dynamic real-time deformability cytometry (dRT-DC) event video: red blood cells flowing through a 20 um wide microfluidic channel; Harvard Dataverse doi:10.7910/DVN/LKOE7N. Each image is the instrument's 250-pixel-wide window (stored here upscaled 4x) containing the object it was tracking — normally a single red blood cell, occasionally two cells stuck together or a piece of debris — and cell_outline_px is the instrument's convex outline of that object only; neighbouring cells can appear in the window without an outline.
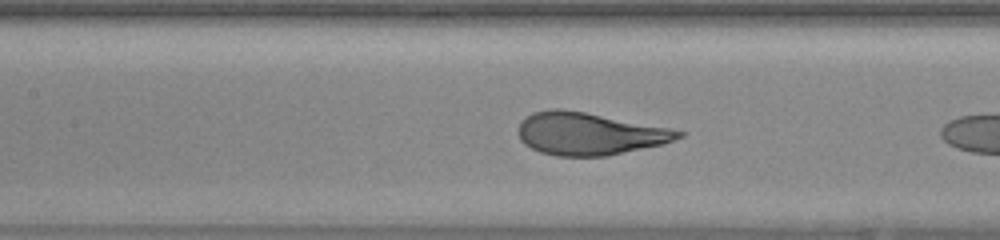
{"species": "human", "species_latin": "Homo sapiens", "temperature_condition": "warm", "stored_images_in_passage": 8, "camera_frame_rate_fps": 3000, "um_per_image_px": 0.085, "donor": {"sex": "female"}, "frame": {"image": 1, "passage_image": 7, "time_ms": 2.0, "image_size_px": [1000, 240], "cell_outline_px": [[676, 136], [652, 144], [612, 152], [552, 152], [540, 148], [532, 144], [528, 140], [544, 112], [576, 112], [672, 132]], "centroid_in_image_um": [50.25, 11.37], "position_along_channel_um": 157.1, "area_um2": 29.54}}